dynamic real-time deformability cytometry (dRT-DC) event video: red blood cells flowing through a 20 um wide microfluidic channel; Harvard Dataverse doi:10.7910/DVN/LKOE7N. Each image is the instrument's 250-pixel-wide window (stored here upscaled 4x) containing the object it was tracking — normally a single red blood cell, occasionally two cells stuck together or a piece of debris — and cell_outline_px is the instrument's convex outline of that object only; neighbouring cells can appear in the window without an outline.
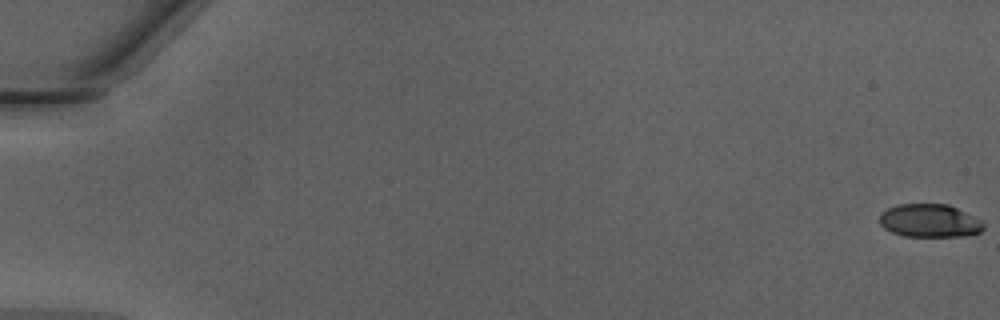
{"species": "Egyptian fruit bat (a non-hibernating species)", "species_latin": "Rousettus aegyptiacus", "temperature_condition": "warm", "stored_images_in_passage": 15, "camera_frame_rate_fps": 3000, "um_per_image_px": 0.085, "animal": {"sex": "male"}, "frame": {"image": 1, "passage_image": 1, "time_ms": 0.0, "image_size_px": [1000, 320], "cell_outline_px": [[984, 228], [980, 232], [964, 236], [904, 236], [892, 232], [884, 228], [880, 224], [880, 212], [896, 204], [948, 204], [980, 220], [984, 224]], "centroid_in_image_um": [78.98, 18.76], "position_along_channel_um": 6.0, "area_um2": 20.0}}
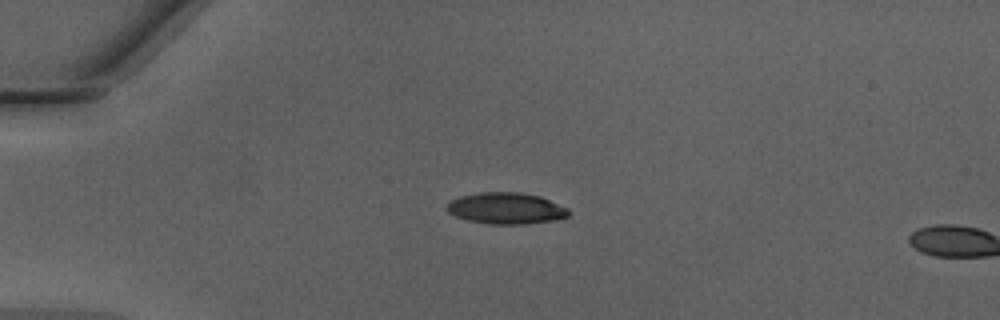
{"frame": {"image": 2, "passage_image": 14, "time_ms": 4.333, "image_size_px": [1000, 320], "cell_outline_px": [[572, 212], [568, 216], [552, 220], [524, 224], [492, 224], [468, 220], [456, 216], [448, 212], [448, 204], [452, 200], [460, 196], [476, 192], [520, 192], [540, 196], [568, 208]], "centroid_in_image_um": [43.04, 17.69], "position_along_channel_um": 42.0, "area_um2": 22.14}}